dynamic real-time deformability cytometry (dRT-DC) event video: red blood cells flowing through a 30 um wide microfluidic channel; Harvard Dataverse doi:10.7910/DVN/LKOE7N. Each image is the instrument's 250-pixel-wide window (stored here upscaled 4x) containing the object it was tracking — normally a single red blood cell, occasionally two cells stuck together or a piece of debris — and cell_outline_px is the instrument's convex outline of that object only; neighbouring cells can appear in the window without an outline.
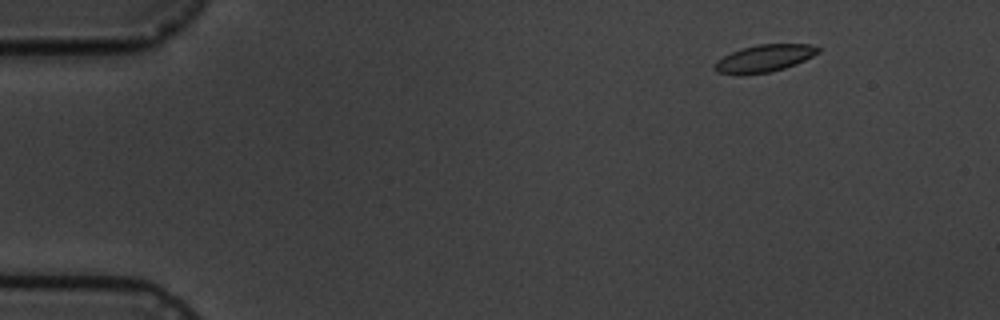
{"species": "common noctule bat (a hibernating species)", "species_latin": "Nyctalus noctula", "temperature_condition": "cold", "stored_images_in_passage": 4, "camera_frame_rate_fps": 3000, "um_per_image_px": 0.085, "animal": {"sex": "male", "body_mass_g": 19.5, "forearm_length_mm": 54.6}, "frame": {"image": 1, "passage_image": 2, "time_ms": 1.0, "image_size_px": [1000, 320], "cell_outline_px": [[820, 52], [796, 64], [784, 68], [768, 72], [716, 72], [712, 68], [712, 64], [716, 60], [732, 52], [756, 44], [812, 44], [820, 48]], "centroid_in_image_um": [65.0, 4.92], "position_along_channel_um": 20.0, "area_um2": 15.9}}